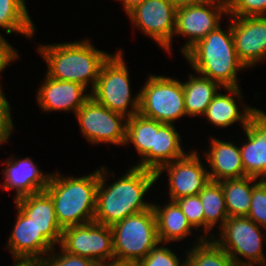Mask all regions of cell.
<instances>
[{
  "mask_svg": "<svg viewBox=\"0 0 266 266\" xmlns=\"http://www.w3.org/2000/svg\"><path fill=\"white\" fill-rule=\"evenodd\" d=\"M177 5L172 0H145L128 13L135 27L169 53L175 31Z\"/></svg>",
  "mask_w": 266,
  "mask_h": 266,
  "instance_id": "obj_11",
  "label": "cell"
},
{
  "mask_svg": "<svg viewBox=\"0 0 266 266\" xmlns=\"http://www.w3.org/2000/svg\"><path fill=\"white\" fill-rule=\"evenodd\" d=\"M247 142L240 147L247 177L266 180V113L257 110L244 128Z\"/></svg>",
  "mask_w": 266,
  "mask_h": 266,
  "instance_id": "obj_16",
  "label": "cell"
},
{
  "mask_svg": "<svg viewBox=\"0 0 266 266\" xmlns=\"http://www.w3.org/2000/svg\"><path fill=\"white\" fill-rule=\"evenodd\" d=\"M144 1L145 0H120V2L123 3L124 10L127 14Z\"/></svg>",
  "mask_w": 266,
  "mask_h": 266,
  "instance_id": "obj_38",
  "label": "cell"
},
{
  "mask_svg": "<svg viewBox=\"0 0 266 266\" xmlns=\"http://www.w3.org/2000/svg\"><path fill=\"white\" fill-rule=\"evenodd\" d=\"M15 201L16 207L26 215L37 231L53 246L60 244L63 229L57 222L53 200L46 191L23 196Z\"/></svg>",
  "mask_w": 266,
  "mask_h": 266,
  "instance_id": "obj_18",
  "label": "cell"
},
{
  "mask_svg": "<svg viewBox=\"0 0 266 266\" xmlns=\"http://www.w3.org/2000/svg\"><path fill=\"white\" fill-rule=\"evenodd\" d=\"M59 245L64 251L97 264L114 259L112 229L95 221L64 228Z\"/></svg>",
  "mask_w": 266,
  "mask_h": 266,
  "instance_id": "obj_9",
  "label": "cell"
},
{
  "mask_svg": "<svg viewBox=\"0 0 266 266\" xmlns=\"http://www.w3.org/2000/svg\"><path fill=\"white\" fill-rule=\"evenodd\" d=\"M107 261H108L107 263L105 261L98 263L97 266H137L136 263L132 261L117 260V259H111L110 262L109 260Z\"/></svg>",
  "mask_w": 266,
  "mask_h": 266,
  "instance_id": "obj_37",
  "label": "cell"
},
{
  "mask_svg": "<svg viewBox=\"0 0 266 266\" xmlns=\"http://www.w3.org/2000/svg\"><path fill=\"white\" fill-rule=\"evenodd\" d=\"M17 214L7 249L14 257V266H36L54 247L18 208Z\"/></svg>",
  "mask_w": 266,
  "mask_h": 266,
  "instance_id": "obj_14",
  "label": "cell"
},
{
  "mask_svg": "<svg viewBox=\"0 0 266 266\" xmlns=\"http://www.w3.org/2000/svg\"><path fill=\"white\" fill-rule=\"evenodd\" d=\"M247 217L262 229H266V180L254 183L251 207Z\"/></svg>",
  "mask_w": 266,
  "mask_h": 266,
  "instance_id": "obj_30",
  "label": "cell"
},
{
  "mask_svg": "<svg viewBox=\"0 0 266 266\" xmlns=\"http://www.w3.org/2000/svg\"><path fill=\"white\" fill-rule=\"evenodd\" d=\"M154 140V119L139 113L127 119L125 144L132 142L142 159L135 167L151 170V148H154Z\"/></svg>",
  "mask_w": 266,
  "mask_h": 266,
  "instance_id": "obj_24",
  "label": "cell"
},
{
  "mask_svg": "<svg viewBox=\"0 0 266 266\" xmlns=\"http://www.w3.org/2000/svg\"><path fill=\"white\" fill-rule=\"evenodd\" d=\"M224 89L231 95L229 96L218 92L203 115L207 117L210 123L220 128L228 127L238 121L241 123L242 127L245 128L250 118L258 109L245 105L243 112L239 111V107L235 101L236 99L233 98V96L242 98L239 87Z\"/></svg>",
  "mask_w": 266,
  "mask_h": 266,
  "instance_id": "obj_21",
  "label": "cell"
},
{
  "mask_svg": "<svg viewBox=\"0 0 266 266\" xmlns=\"http://www.w3.org/2000/svg\"><path fill=\"white\" fill-rule=\"evenodd\" d=\"M105 167L99 169V185L96 194L94 221L106 226L152 207L143 200L156 179L155 171L133 166L110 186L106 184Z\"/></svg>",
  "mask_w": 266,
  "mask_h": 266,
  "instance_id": "obj_1",
  "label": "cell"
},
{
  "mask_svg": "<svg viewBox=\"0 0 266 266\" xmlns=\"http://www.w3.org/2000/svg\"><path fill=\"white\" fill-rule=\"evenodd\" d=\"M177 6L185 4L202 3V0H172Z\"/></svg>",
  "mask_w": 266,
  "mask_h": 266,
  "instance_id": "obj_40",
  "label": "cell"
},
{
  "mask_svg": "<svg viewBox=\"0 0 266 266\" xmlns=\"http://www.w3.org/2000/svg\"><path fill=\"white\" fill-rule=\"evenodd\" d=\"M227 10L211 3H194L177 6L174 34L188 37L181 52L183 55L198 41L220 26L221 16Z\"/></svg>",
  "mask_w": 266,
  "mask_h": 266,
  "instance_id": "obj_12",
  "label": "cell"
},
{
  "mask_svg": "<svg viewBox=\"0 0 266 266\" xmlns=\"http://www.w3.org/2000/svg\"><path fill=\"white\" fill-rule=\"evenodd\" d=\"M203 3H211L228 10L231 0H202Z\"/></svg>",
  "mask_w": 266,
  "mask_h": 266,
  "instance_id": "obj_39",
  "label": "cell"
},
{
  "mask_svg": "<svg viewBox=\"0 0 266 266\" xmlns=\"http://www.w3.org/2000/svg\"><path fill=\"white\" fill-rule=\"evenodd\" d=\"M45 77L37 93V102L45 112L72 110L76 113L91 97L79 83Z\"/></svg>",
  "mask_w": 266,
  "mask_h": 266,
  "instance_id": "obj_17",
  "label": "cell"
},
{
  "mask_svg": "<svg viewBox=\"0 0 266 266\" xmlns=\"http://www.w3.org/2000/svg\"><path fill=\"white\" fill-rule=\"evenodd\" d=\"M75 115L81 133L92 144L101 142L120 146L125 144L126 116L100 105L92 97L79 108Z\"/></svg>",
  "mask_w": 266,
  "mask_h": 266,
  "instance_id": "obj_10",
  "label": "cell"
},
{
  "mask_svg": "<svg viewBox=\"0 0 266 266\" xmlns=\"http://www.w3.org/2000/svg\"><path fill=\"white\" fill-rule=\"evenodd\" d=\"M7 141L0 135V145L6 143Z\"/></svg>",
  "mask_w": 266,
  "mask_h": 266,
  "instance_id": "obj_42",
  "label": "cell"
},
{
  "mask_svg": "<svg viewBox=\"0 0 266 266\" xmlns=\"http://www.w3.org/2000/svg\"><path fill=\"white\" fill-rule=\"evenodd\" d=\"M37 49L48 65L47 76L76 82L86 88L91 83V92L103 63L110 56L96 49L88 40L40 45Z\"/></svg>",
  "mask_w": 266,
  "mask_h": 266,
  "instance_id": "obj_2",
  "label": "cell"
},
{
  "mask_svg": "<svg viewBox=\"0 0 266 266\" xmlns=\"http://www.w3.org/2000/svg\"><path fill=\"white\" fill-rule=\"evenodd\" d=\"M181 136L170 123L155 120L154 148H151V170L157 171L161 166L184 157Z\"/></svg>",
  "mask_w": 266,
  "mask_h": 266,
  "instance_id": "obj_23",
  "label": "cell"
},
{
  "mask_svg": "<svg viewBox=\"0 0 266 266\" xmlns=\"http://www.w3.org/2000/svg\"><path fill=\"white\" fill-rule=\"evenodd\" d=\"M99 170L74 178L52 173L45 191L53 200L57 222L62 229L94 221Z\"/></svg>",
  "mask_w": 266,
  "mask_h": 266,
  "instance_id": "obj_4",
  "label": "cell"
},
{
  "mask_svg": "<svg viewBox=\"0 0 266 266\" xmlns=\"http://www.w3.org/2000/svg\"><path fill=\"white\" fill-rule=\"evenodd\" d=\"M256 181L257 178L247 176L220 181L229 217H247L251 207L253 186Z\"/></svg>",
  "mask_w": 266,
  "mask_h": 266,
  "instance_id": "obj_27",
  "label": "cell"
},
{
  "mask_svg": "<svg viewBox=\"0 0 266 266\" xmlns=\"http://www.w3.org/2000/svg\"><path fill=\"white\" fill-rule=\"evenodd\" d=\"M199 237V242L186 254V266H234L235 262L223 248L211 239Z\"/></svg>",
  "mask_w": 266,
  "mask_h": 266,
  "instance_id": "obj_29",
  "label": "cell"
},
{
  "mask_svg": "<svg viewBox=\"0 0 266 266\" xmlns=\"http://www.w3.org/2000/svg\"><path fill=\"white\" fill-rule=\"evenodd\" d=\"M152 207L156 216L160 243L180 241L191 235L193 228L175 201H170L162 207L152 204Z\"/></svg>",
  "mask_w": 266,
  "mask_h": 266,
  "instance_id": "obj_22",
  "label": "cell"
},
{
  "mask_svg": "<svg viewBox=\"0 0 266 266\" xmlns=\"http://www.w3.org/2000/svg\"><path fill=\"white\" fill-rule=\"evenodd\" d=\"M174 254L172 249L158 244L154 247L148 255L140 259L137 266H186V259L180 263V259ZM181 264V265H180Z\"/></svg>",
  "mask_w": 266,
  "mask_h": 266,
  "instance_id": "obj_31",
  "label": "cell"
},
{
  "mask_svg": "<svg viewBox=\"0 0 266 266\" xmlns=\"http://www.w3.org/2000/svg\"><path fill=\"white\" fill-rule=\"evenodd\" d=\"M230 19L234 46L240 61L245 67L263 61L266 58V16Z\"/></svg>",
  "mask_w": 266,
  "mask_h": 266,
  "instance_id": "obj_15",
  "label": "cell"
},
{
  "mask_svg": "<svg viewBox=\"0 0 266 266\" xmlns=\"http://www.w3.org/2000/svg\"><path fill=\"white\" fill-rule=\"evenodd\" d=\"M139 114L161 123L173 124L186 115L182 82L150 75L139 91Z\"/></svg>",
  "mask_w": 266,
  "mask_h": 266,
  "instance_id": "obj_7",
  "label": "cell"
},
{
  "mask_svg": "<svg viewBox=\"0 0 266 266\" xmlns=\"http://www.w3.org/2000/svg\"><path fill=\"white\" fill-rule=\"evenodd\" d=\"M234 266H254V264H234Z\"/></svg>",
  "mask_w": 266,
  "mask_h": 266,
  "instance_id": "obj_41",
  "label": "cell"
},
{
  "mask_svg": "<svg viewBox=\"0 0 266 266\" xmlns=\"http://www.w3.org/2000/svg\"><path fill=\"white\" fill-rule=\"evenodd\" d=\"M229 17L265 16L266 0H231Z\"/></svg>",
  "mask_w": 266,
  "mask_h": 266,
  "instance_id": "obj_34",
  "label": "cell"
},
{
  "mask_svg": "<svg viewBox=\"0 0 266 266\" xmlns=\"http://www.w3.org/2000/svg\"><path fill=\"white\" fill-rule=\"evenodd\" d=\"M167 169L170 201L185 196L198 195L210 181L208 170L201 163L197 151H191L184 157L161 166L155 173L158 179Z\"/></svg>",
  "mask_w": 266,
  "mask_h": 266,
  "instance_id": "obj_13",
  "label": "cell"
},
{
  "mask_svg": "<svg viewBox=\"0 0 266 266\" xmlns=\"http://www.w3.org/2000/svg\"><path fill=\"white\" fill-rule=\"evenodd\" d=\"M18 58V53L0 34V73L11 63ZM0 85V89H2Z\"/></svg>",
  "mask_w": 266,
  "mask_h": 266,
  "instance_id": "obj_36",
  "label": "cell"
},
{
  "mask_svg": "<svg viewBox=\"0 0 266 266\" xmlns=\"http://www.w3.org/2000/svg\"><path fill=\"white\" fill-rule=\"evenodd\" d=\"M122 50L112 54L103 63L91 97L113 112L131 118L139 111V93L132 98L127 66ZM132 106L133 110H129Z\"/></svg>",
  "mask_w": 266,
  "mask_h": 266,
  "instance_id": "obj_6",
  "label": "cell"
},
{
  "mask_svg": "<svg viewBox=\"0 0 266 266\" xmlns=\"http://www.w3.org/2000/svg\"><path fill=\"white\" fill-rule=\"evenodd\" d=\"M7 168L3 170L5 181L4 190L16 189L14 200L23 196L45 191L51 174H45L39 170L31 158L23 160L13 159L5 161Z\"/></svg>",
  "mask_w": 266,
  "mask_h": 266,
  "instance_id": "obj_19",
  "label": "cell"
},
{
  "mask_svg": "<svg viewBox=\"0 0 266 266\" xmlns=\"http://www.w3.org/2000/svg\"><path fill=\"white\" fill-rule=\"evenodd\" d=\"M228 27L226 32L217 27L184 54L198 75L222 88L238 87L237 72L246 68L236 53L231 23Z\"/></svg>",
  "mask_w": 266,
  "mask_h": 266,
  "instance_id": "obj_3",
  "label": "cell"
},
{
  "mask_svg": "<svg viewBox=\"0 0 266 266\" xmlns=\"http://www.w3.org/2000/svg\"><path fill=\"white\" fill-rule=\"evenodd\" d=\"M260 227L248 217H228L220 229V240H213L220 248L233 259L236 264H259L266 266V257L263 253L262 234ZM239 256L247 258L246 262ZM239 258V259H238Z\"/></svg>",
  "mask_w": 266,
  "mask_h": 266,
  "instance_id": "obj_8",
  "label": "cell"
},
{
  "mask_svg": "<svg viewBox=\"0 0 266 266\" xmlns=\"http://www.w3.org/2000/svg\"><path fill=\"white\" fill-rule=\"evenodd\" d=\"M210 150L205 159L211 168L208 171L210 180L222 181L246 177L242 164L240 148L229 141L211 138Z\"/></svg>",
  "mask_w": 266,
  "mask_h": 266,
  "instance_id": "obj_20",
  "label": "cell"
},
{
  "mask_svg": "<svg viewBox=\"0 0 266 266\" xmlns=\"http://www.w3.org/2000/svg\"><path fill=\"white\" fill-rule=\"evenodd\" d=\"M10 104L6 99L3 90L0 89V135L8 141L13 131V121L11 119Z\"/></svg>",
  "mask_w": 266,
  "mask_h": 266,
  "instance_id": "obj_35",
  "label": "cell"
},
{
  "mask_svg": "<svg viewBox=\"0 0 266 266\" xmlns=\"http://www.w3.org/2000/svg\"><path fill=\"white\" fill-rule=\"evenodd\" d=\"M182 212L185 214L188 223L192 228H204V211L199 195L185 196L175 200Z\"/></svg>",
  "mask_w": 266,
  "mask_h": 266,
  "instance_id": "obj_32",
  "label": "cell"
},
{
  "mask_svg": "<svg viewBox=\"0 0 266 266\" xmlns=\"http://www.w3.org/2000/svg\"><path fill=\"white\" fill-rule=\"evenodd\" d=\"M114 259L137 263L160 244L153 207L111 226Z\"/></svg>",
  "mask_w": 266,
  "mask_h": 266,
  "instance_id": "obj_5",
  "label": "cell"
},
{
  "mask_svg": "<svg viewBox=\"0 0 266 266\" xmlns=\"http://www.w3.org/2000/svg\"><path fill=\"white\" fill-rule=\"evenodd\" d=\"M53 250L55 251V248L47 254L48 258L45 256L36 266H97L95 261L86 257L70 254L62 248L59 254H54ZM51 252L53 255H50Z\"/></svg>",
  "mask_w": 266,
  "mask_h": 266,
  "instance_id": "obj_33",
  "label": "cell"
},
{
  "mask_svg": "<svg viewBox=\"0 0 266 266\" xmlns=\"http://www.w3.org/2000/svg\"><path fill=\"white\" fill-rule=\"evenodd\" d=\"M182 84L186 116L203 115L220 87L217 82L202 75L196 78L192 73Z\"/></svg>",
  "mask_w": 266,
  "mask_h": 266,
  "instance_id": "obj_25",
  "label": "cell"
},
{
  "mask_svg": "<svg viewBox=\"0 0 266 266\" xmlns=\"http://www.w3.org/2000/svg\"><path fill=\"white\" fill-rule=\"evenodd\" d=\"M25 5L24 0H0V27L6 34L15 32L33 37L35 27Z\"/></svg>",
  "mask_w": 266,
  "mask_h": 266,
  "instance_id": "obj_28",
  "label": "cell"
},
{
  "mask_svg": "<svg viewBox=\"0 0 266 266\" xmlns=\"http://www.w3.org/2000/svg\"><path fill=\"white\" fill-rule=\"evenodd\" d=\"M198 195L204 211V239H212L215 235L211 233V236L208 237L206 236L209 234L208 232L220 221L219 226L222 228L229 217L221 183L210 180Z\"/></svg>",
  "mask_w": 266,
  "mask_h": 266,
  "instance_id": "obj_26",
  "label": "cell"
}]
</instances>
